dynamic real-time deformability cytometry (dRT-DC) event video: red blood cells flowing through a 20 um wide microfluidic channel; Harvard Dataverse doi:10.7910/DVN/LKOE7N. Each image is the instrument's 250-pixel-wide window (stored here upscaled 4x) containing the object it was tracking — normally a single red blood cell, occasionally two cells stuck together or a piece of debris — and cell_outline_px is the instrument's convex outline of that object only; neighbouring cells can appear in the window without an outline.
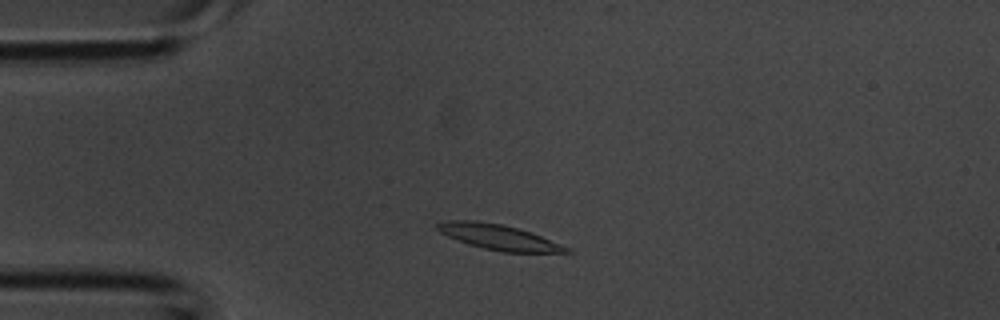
{"species": "common noctule bat (a hibernating species)", "species_latin": "Nyctalus noctula", "temperature_condition": "room temperature", "stored_images_in_passage": 1, "camera_frame_rate_fps": 3000, "um_per_image_px": 0.085, "animal": {"sex": "male", "body_mass_g": 20.1, "forearm_length_mm": 53.5}, "frame": {"image": 1, "passage_image": 1, "time_ms": 0.0, "image_size_px": [1000, 320], "cell_outline_px": [[576, 252], [500, 252], [468, 244], [456, 240], [440, 232], [436, 228], [436, 224], [444, 220], [476, 220], [500, 224], [532, 232], [572, 248]], "centroid_in_image_um": [42.41, 20.15], "position_along_channel_um": 42.6, "area_um2": 19.13}}